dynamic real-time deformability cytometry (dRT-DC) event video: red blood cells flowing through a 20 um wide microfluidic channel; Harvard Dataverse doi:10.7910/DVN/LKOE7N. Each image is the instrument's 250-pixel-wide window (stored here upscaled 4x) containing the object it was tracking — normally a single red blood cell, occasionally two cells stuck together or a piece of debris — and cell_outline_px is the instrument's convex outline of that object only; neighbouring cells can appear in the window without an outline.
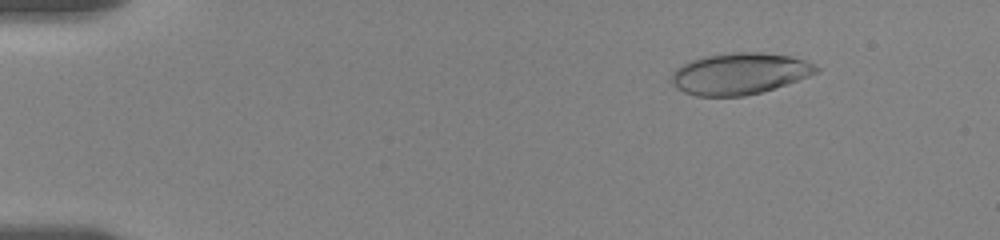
{"species": "human", "species_latin": "Homo sapiens", "temperature_condition": "room temperature", "stored_images_in_passage": 22, "camera_frame_rate_fps": 3000, "um_per_image_px": 0.085, "donor": {"sex": "female"}, "frame": {"image": 1, "passage_image": 5, "time_ms": 2.0, "image_size_px": [1000, 240], "cell_outline_px": [[820, 72], [760, 92], [744, 96], [696, 96], [684, 92], [676, 88], [668, 80], [672, 72], [680, 64], [704, 56], [732, 52], [760, 52], [792, 56], [804, 60], [820, 68]], "centroid_in_image_um": [62.8, 6.25], "position_along_channel_um": 22.2, "area_um2": 35.03}}
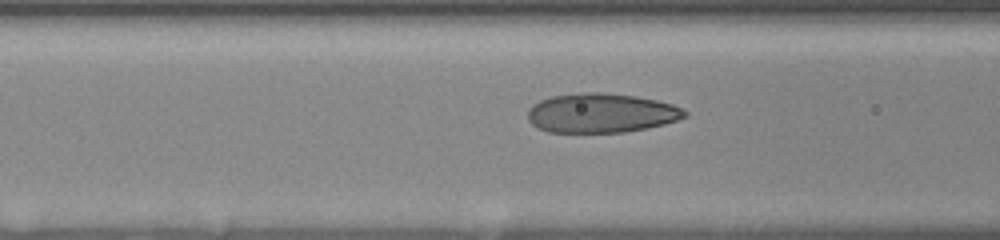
{"frame": {"image": 2, "passage_image": 14, "time_ms": 7.333, "image_size_px": [1000, 240], "cell_outline_px": [[688, 116], [664, 124], [624, 132], [548, 132], [536, 128], [528, 120], [528, 108], [532, 104], [540, 100], [552, 96], [588, 92], [600, 92], [636, 96], [656, 100], [672, 104], [688, 112]], "centroid_in_image_um": [51.07, 9.61], "position_along_channel_um": 115.5, "area_um2": 35.95}}
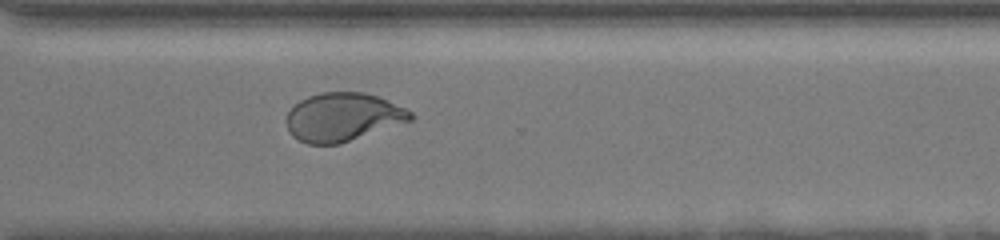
{"frame": {"image": 3, "passage_image": 22, "time_ms": 13.667, "image_size_px": [1000, 240], "cell_outline_px": [[416, 116], [412, 120], [340, 144], [308, 144], [292, 136], [288, 132], [288, 112], [300, 100], [308, 96], [320, 92], [364, 92], [376, 96], [408, 108]], "centroid_in_image_um": [29.18, 9.95], "position_along_channel_um": 341.4, "area_um2": 34.97}}